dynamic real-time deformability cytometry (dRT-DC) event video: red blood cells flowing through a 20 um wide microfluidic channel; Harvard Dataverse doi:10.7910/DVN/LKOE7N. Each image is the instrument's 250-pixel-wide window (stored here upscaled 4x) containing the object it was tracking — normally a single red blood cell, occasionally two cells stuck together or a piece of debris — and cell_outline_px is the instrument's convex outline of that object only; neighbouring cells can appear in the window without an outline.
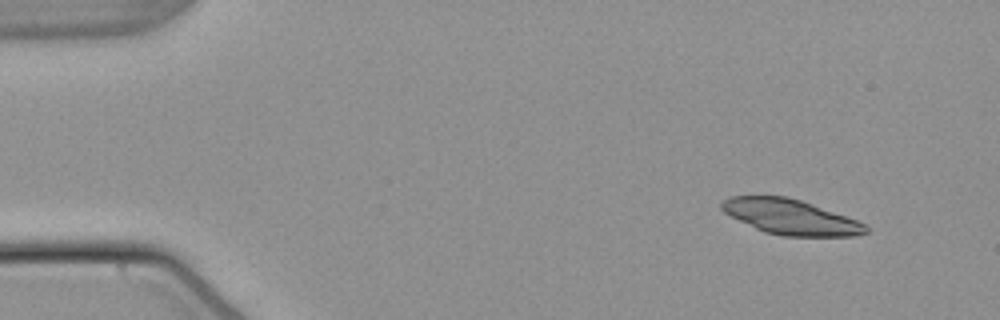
{"species": "common noctule bat (a hibernating species)", "species_latin": "Nyctalus noctula", "temperature_condition": "warm", "stored_images_in_passage": 49, "camera_frame_rate_fps": 3000, "um_per_image_px": 0.085, "animal": {"sex": "male", "body_mass_g": 21.5, "forearm_length_mm": 52.0}, "frame": {"image": 1, "passage_image": 1, "time_ms": 0.0, "image_size_px": [1000, 320], "cell_outline_px": [[868, 232], [856, 236], [784, 236], [764, 232], [724, 212], [720, 208], [720, 204], [724, 200], [732, 196], [788, 196], [800, 200], [856, 220], [864, 224], [868, 228]], "centroid_in_image_um": [67.19, 18.44], "position_along_channel_um": 17.8, "area_um2": 29.02}}
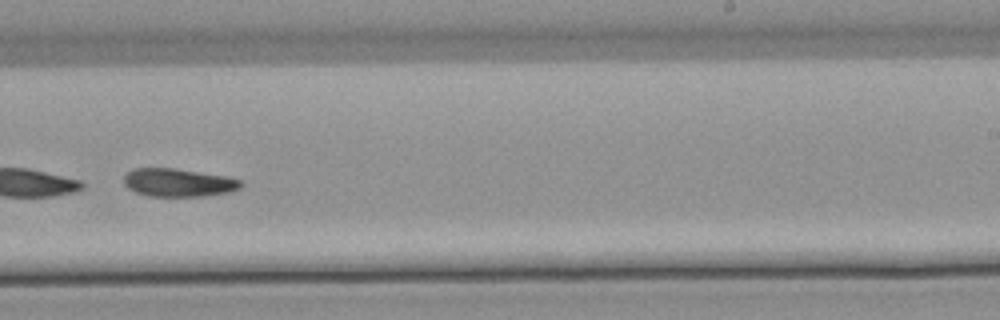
{"frame": {"image": 2, "passage_image": 30, "time_ms": 9.667, "image_size_px": [1000, 320], "cell_outline_px": [[240, 188], [228, 192], [204, 196], [148, 196], [136, 192], [128, 188], [124, 184], [124, 176], [132, 168], [176, 168], [228, 176], [240, 180]], "centroid_in_image_um": [15.14, 15.51], "position_along_channel_um": 273.9, "area_um2": 19.19}}